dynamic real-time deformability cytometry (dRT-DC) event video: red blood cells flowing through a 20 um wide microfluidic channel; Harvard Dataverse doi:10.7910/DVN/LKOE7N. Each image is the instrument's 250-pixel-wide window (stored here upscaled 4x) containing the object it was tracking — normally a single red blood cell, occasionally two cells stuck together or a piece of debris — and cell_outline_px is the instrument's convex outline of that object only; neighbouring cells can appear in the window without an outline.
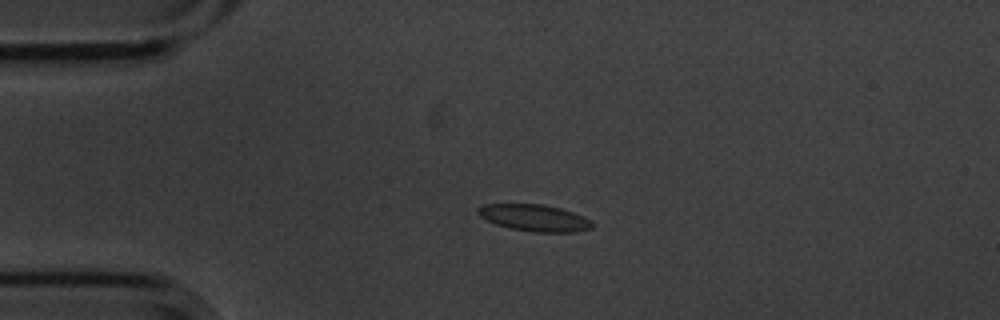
{"species": "common noctule bat (a hibernating species)", "species_latin": "Nyctalus noctula", "temperature_condition": "cold", "stored_images_in_passage": 4, "camera_frame_rate_fps": 3000, "um_per_image_px": 0.085, "animal": {"sex": "male", "body_mass_g": 20.1, "forearm_length_mm": 53.5}, "frame": {"image": 1, "passage_image": 2, "time_ms": 0.333, "image_size_px": [1000, 320], "cell_outline_px": [[592, 228], [576, 232], [532, 232], [512, 228], [496, 224], [480, 216], [476, 212], [476, 208], [484, 204], [544, 204], [560, 208], [572, 212], [592, 220]], "centroid_in_image_um": [45.43, 18.51], "position_along_channel_um": 39.6, "area_um2": 17.74}}
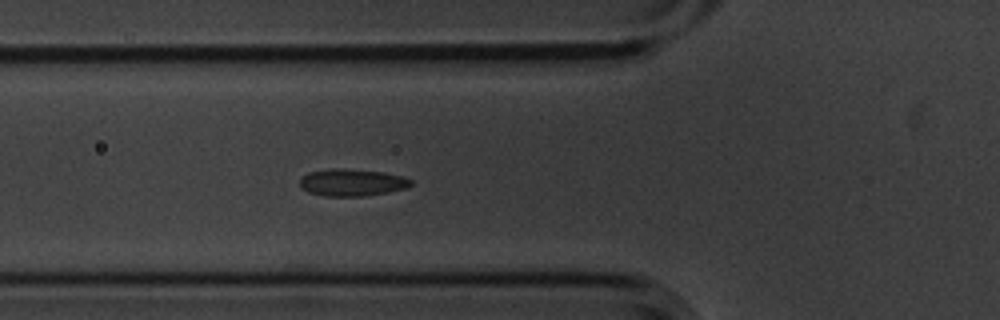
{"frame": {"image": 2, "passage_image": 4, "time_ms": 1.0, "image_size_px": [1000, 320], "cell_outline_px": [[412, 184], [408, 188], [388, 192], [364, 196], [324, 196], [308, 192], [300, 184], [300, 176], [308, 172], [332, 168], [340, 168], [384, 172], [400, 176], [412, 180]], "centroid_in_image_um": [29.91, 15.51], "position_along_channel_um": 95.9, "area_um2": 17.57}}